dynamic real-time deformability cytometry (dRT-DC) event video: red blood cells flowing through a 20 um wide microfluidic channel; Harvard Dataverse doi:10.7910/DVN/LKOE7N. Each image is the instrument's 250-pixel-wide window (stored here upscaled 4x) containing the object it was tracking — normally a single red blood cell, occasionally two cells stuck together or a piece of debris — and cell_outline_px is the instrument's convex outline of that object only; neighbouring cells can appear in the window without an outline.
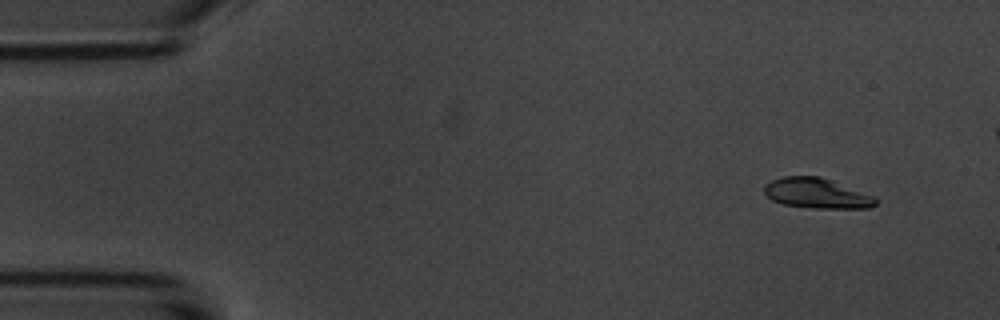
{"species": "common noctule bat (a hibernating species)", "species_latin": "Nyctalus noctula", "temperature_condition": "room temperature", "stored_images_in_passage": 6, "camera_frame_rate_fps": 3000, "um_per_image_px": 0.085, "animal": {"sex": "male", "body_mass_g": 20.1, "forearm_length_mm": 53.5}, "frame": {"image": 1, "passage_image": 2, "time_ms": 1.333, "image_size_px": [1000, 320], "cell_outline_px": [[880, 200], [872, 208], [816, 208], [784, 204], [772, 200], [764, 192], [764, 184], [772, 180], [784, 176], [820, 176], [872, 196]], "centroid_in_image_um": [69.41, 16.43], "position_along_channel_um": 15.6, "area_um2": 19.36}}